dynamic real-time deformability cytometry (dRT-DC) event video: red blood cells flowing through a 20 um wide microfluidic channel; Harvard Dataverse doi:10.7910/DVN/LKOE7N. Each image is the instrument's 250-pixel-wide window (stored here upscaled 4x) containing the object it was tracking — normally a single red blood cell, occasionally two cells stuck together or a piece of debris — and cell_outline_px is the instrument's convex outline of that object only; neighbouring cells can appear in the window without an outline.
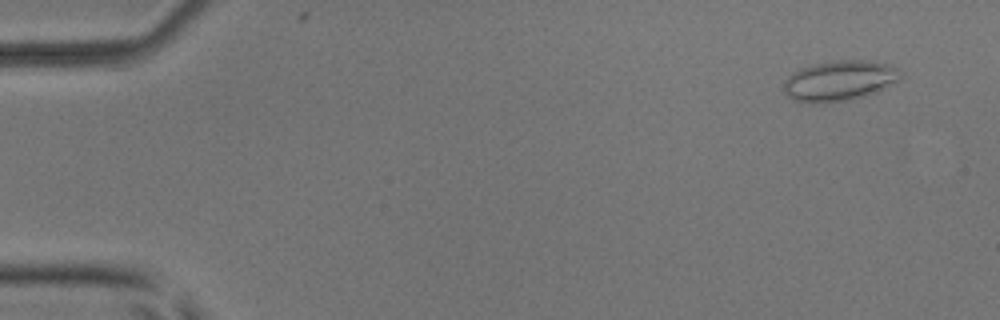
{"species": "common noctule bat (a hibernating species)", "species_latin": "Nyctalus noctula", "temperature_condition": "room temperature", "stored_images_in_passage": 2, "camera_frame_rate_fps": 3000, "um_per_image_px": 0.085, "animal": {"sex": "male", "body_mass_g": 17.9, "forearm_length_mm": 54.2}, "frame": {"image": 1, "passage_image": 1, "time_ms": 0.0, "image_size_px": [1000, 320], "cell_outline_px": [[900, 76], [896, 80], [884, 88], [876, 92], [864, 96], [848, 100], [796, 100], [788, 96], [780, 88], [784, 80], [788, 76], [800, 68], [808, 64], [836, 60], [872, 60], [892, 64], [900, 68]], "centroid_in_image_um": [71.36, 6.79], "position_along_channel_um": 13.6, "area_um2": 27.11}}